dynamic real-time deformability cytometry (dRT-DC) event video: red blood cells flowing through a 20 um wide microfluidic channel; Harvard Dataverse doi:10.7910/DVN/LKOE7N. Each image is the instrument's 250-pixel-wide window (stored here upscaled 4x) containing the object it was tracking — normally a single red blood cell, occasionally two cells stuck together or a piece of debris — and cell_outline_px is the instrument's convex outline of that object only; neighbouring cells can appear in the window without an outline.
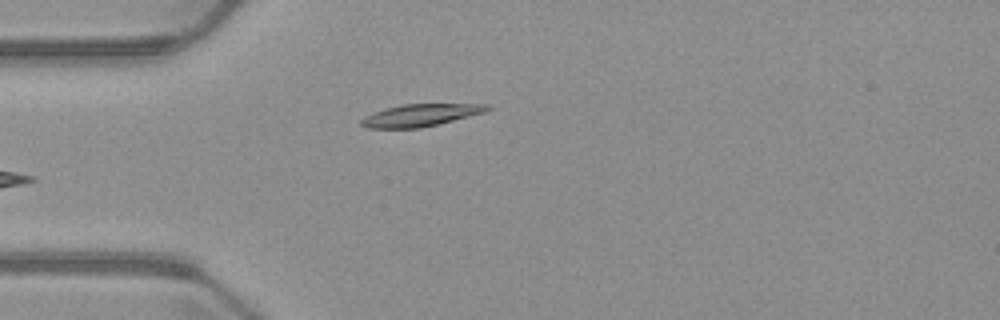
{"species": "common noctule bat (a hibernating species)", "species_latin": "Nyctalus noctula", "temperature_condition": "warm", "stored_images_in_passage": 5, "camera_frame_rate_fps": 3000, "um_per_image_px": 0.085, "animal": {"sex": "male", "body_mass_g": 23.1, "forearm_length_mm": 52.7}, "frame": {"image": 1, "passage_image": 4, "time_ms": 3.667, "image_size_px": [1000, 320], "cell_outline_px": [[492, 108], [484, 112], [420, 128], [368, 128], [360, 124], [360, 120], [364, 116], [372, 112], [384, 108], [404, 104], [488, 104]], "centroid_in_image_um": [35.68, 9.78], "position_along_channel_um": 49.3, "area_um2": 16.18}}